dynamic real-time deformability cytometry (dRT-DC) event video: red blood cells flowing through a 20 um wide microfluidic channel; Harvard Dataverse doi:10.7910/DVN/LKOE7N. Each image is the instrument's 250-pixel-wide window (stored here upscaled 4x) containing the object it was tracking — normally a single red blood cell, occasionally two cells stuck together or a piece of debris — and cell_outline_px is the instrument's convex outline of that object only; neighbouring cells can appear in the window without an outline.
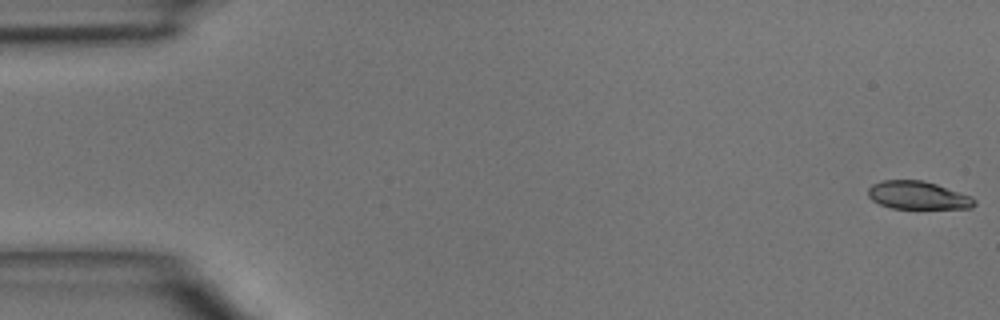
{"species": "common noctule bat (a hibernating species)", "species_latin": "Nyctalus noctula", "temperature_condition": "room temperature", "stored_images_in_passage": 47, "camera_frame_rate_fps": 3000, "um_per_image_px": 0.085, "animal": {"sex": "male", "body_mass_g": 15.6}, "frame": {"image": 1, "passage_image": 1, "time_ms": 0.0, "image_size_px": [1000, 320], "cell_outline_px": [[976, 204], [972, 208], [892, 208], [880, 204], [872, 200], [868, 196], [868, 188], [872, 184], [880, 180], [924, 180], [972, 196], [976, 200]], "centroid_in_image_um": [78.02, 16.59], "position_along_channel_um": 7.0, "area_um2": 17.4}}
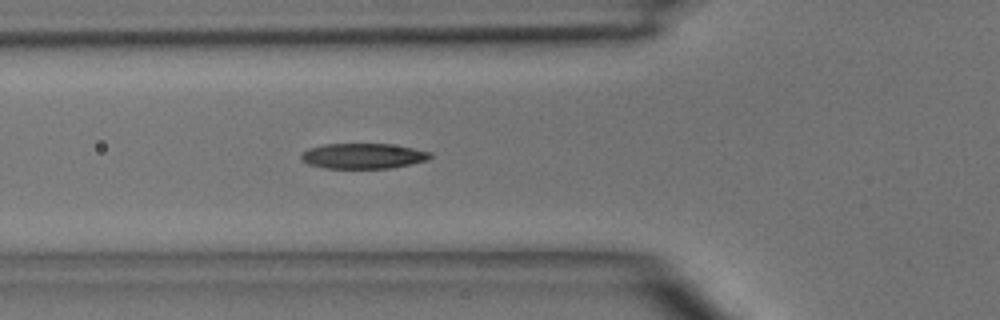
{"frame": {"image": 2, "passage_image": 17, "time_ms": 5.333, "image_size_px": [1000, 320], "cell_outline_px": [[432, 156], [428, 160], [392, 168], [324, 168], [308, 164], [300, 156], [308, 148], [324, 144], [392, 144], [432, 152]], "centroid_in_image_um": [30.89, 13.26], "position_along_channel_um": 94.9, "area_um2": 19.02}}
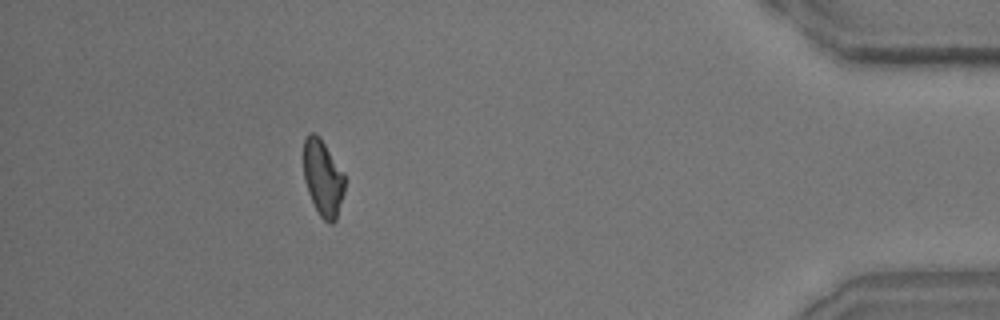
{"frame": {"image": 3, "passage_image": 43, "time_ms": 14.0, "image_size_px": [1000, 320], "cell_outline_px": [[344, 192], [336, 220], [332, 224], [328, 224], [320, 216], [308, 192], [304, 180], [304, 140], [308, 132], [312, 132], [320, 136], [344, 172]], "centroid_in_image_um": [27.45, 15.11], "position_along_channel_um": 407.7, "area_um2": 18.38}}